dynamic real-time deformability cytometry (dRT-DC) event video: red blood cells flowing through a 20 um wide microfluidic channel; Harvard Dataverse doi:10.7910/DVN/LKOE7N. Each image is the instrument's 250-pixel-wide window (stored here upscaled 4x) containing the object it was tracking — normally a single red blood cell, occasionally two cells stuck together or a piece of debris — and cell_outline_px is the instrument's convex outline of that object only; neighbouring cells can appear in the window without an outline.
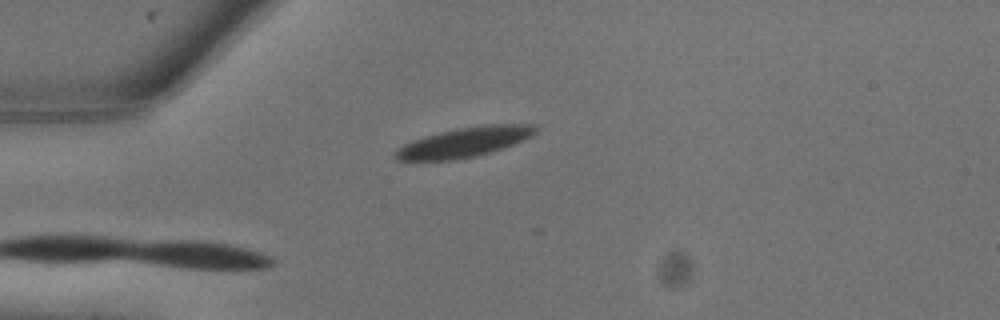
{"species": "common noctule bat (a hibernating species)", "species_latin": "Nyctalus noctula", "temperature_condition": "warm", "stored_images_in_passage": 4, "camera_frame_rate_fps": 3000, "um_per_image_px": 0.085, "animal": {"sex": "male", "body_mass_g": 13.3}, "frame": {"image": 1, "passage_image": 1, "time_ms": 0.0, "image_size_px": [1000, 320], "cell_outline_px": [[536, 132], [532, 136], [524, 140], [476, 156], [452, 160], [396, 160], [392, 156], [392, 152], [396, 148], [412, 140], [424, 136], [440, 132], [460, 128], [484, 124], [536, 124]], "centroid_in_image_um": [39.42, 12.08], "position_along_channel_um": 45.6, "area_um2": 24.22}}